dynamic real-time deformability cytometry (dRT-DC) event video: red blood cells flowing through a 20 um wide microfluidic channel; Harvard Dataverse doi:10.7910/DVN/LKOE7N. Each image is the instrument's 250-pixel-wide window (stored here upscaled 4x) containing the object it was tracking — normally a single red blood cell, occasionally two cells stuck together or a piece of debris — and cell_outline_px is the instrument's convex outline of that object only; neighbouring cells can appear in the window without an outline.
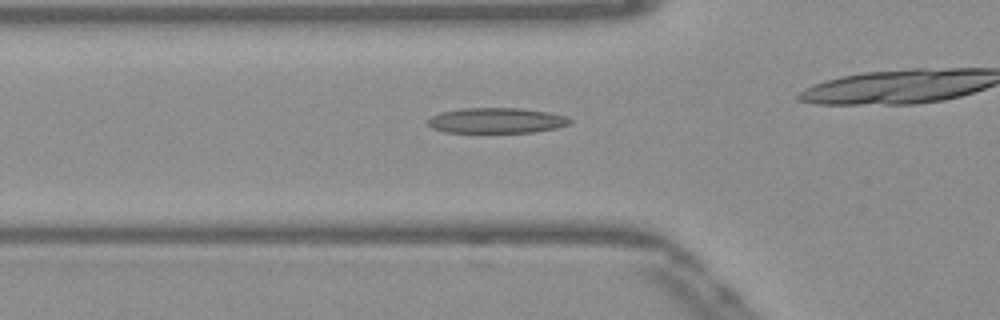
{"species": "Egyptian fruit bat (a non-hibernating species)", "species_latin": "Rousettus aegyptiacus", "temperature_condition": "warm", "stored_images_in_passage": 42, "camera_frame_rate_fps": 3000, "um_per_image_px": 0.085, "frame": {"image": 1, "passage_image": 18, "time_ms": 5.667, "image_size_px": [1000, 320], "cell_outline_px": [[572, 124], [556, 128], [532, 132], [444, 132], [432, 128], [428, 124], [428, 120], [432, 116], [440, 112], [460, 108], [524, 108], [548, 112], [568, 116], [572, 120]], "centroid_in_image_um": [42.24, 10.23], "position_along_channel_um": 83.6, "area_um2": 21.15}}
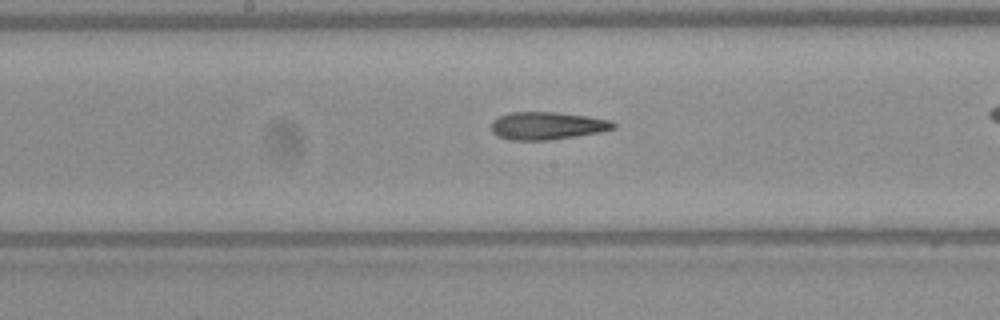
{"frame": {"image": 2, "passage_image": 27, "time_ms": 8.667, "image_size_px": [1000, 320], "cell_outline_px": [[616, 128], [600, 132], [576, 136], [548, 140], [508, 140], [496, 136], [492, 132], [492, 120], [508, 112], [556, 112], [588, 116], [608, 120], [616, 124]], "centroid_in_image_um": [46.48, 10.69], "position_along_channel_um": 201.7, "area_um2": 19.77}}
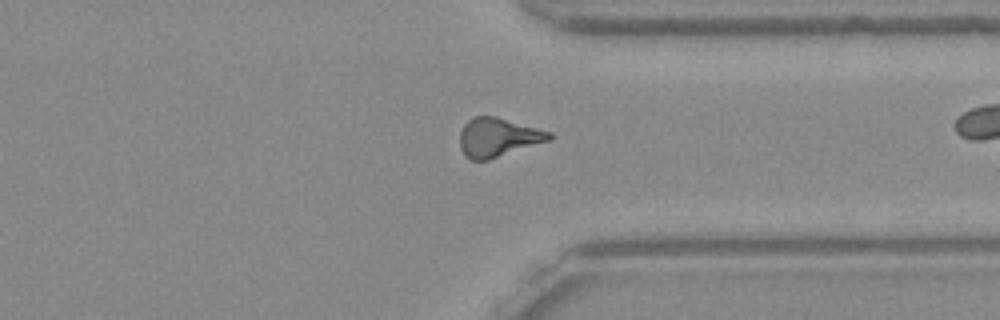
{"frame": {"image": 3, "passage_image": 40, "time_ms": 13.0, "image_size_px": [1000, 320], "cell_outline_px": [[552, 140], [488, 160], [472, 160], [464, 156], [460, 148], [460, 132], [464, 124], [472, 116], [496, 116], [552, 132]], "centroid_in_image_um": [42.33, 11.67], "position_along_channel_um": 369.1, "area_um2": 20.46}}